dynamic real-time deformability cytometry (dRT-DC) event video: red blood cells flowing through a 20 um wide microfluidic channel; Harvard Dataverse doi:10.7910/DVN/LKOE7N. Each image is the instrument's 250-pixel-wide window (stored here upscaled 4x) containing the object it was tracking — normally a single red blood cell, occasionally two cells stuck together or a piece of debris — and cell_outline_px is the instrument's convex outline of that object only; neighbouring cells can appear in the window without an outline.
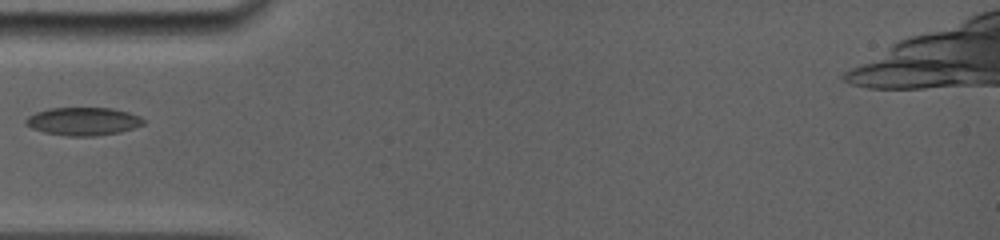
{"species": "common noctule bat (a hibernating species)", "species_latin": "Nyctalus noctula", "temperature_condition": "room temperature", "stored_images_in_passage": 56, "camera_frame_rate_fps": 5000, "um_per_image_px": 0.085, "animal": {"sex": "female", "body_mass_g": 19.0, "forearm_length_mm": 56.7}, "frame": {"image": 1, "passage_image": 1, "time_ms": 0.0, "image_size_px": [1000, 240], "cell_outline_px": [[144, 124], [120, 132], [96, 136], [68, 136], [44, 132], [32, 128], [24, 124], [24, 120], [28, 116], [36, 112], [48, 108], [112, 108], [128, 112], [140, 116], [144, 120]], "centroid_in_image_um": [7.05, 10.31], "position_along_channel_um": 78.0, "area_um2": 19.25}}
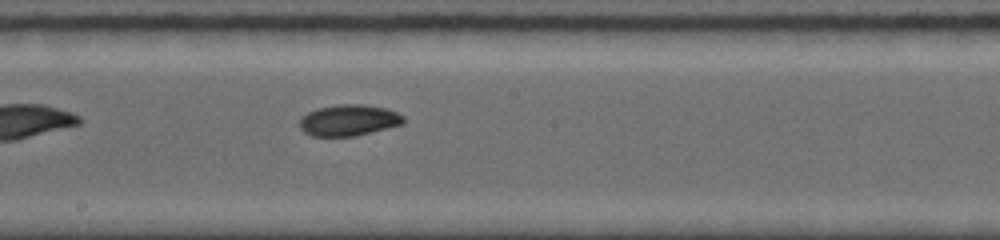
{"frame": {"image": 2, "passage_image": 19, "time_ms": 3.6, "image_size_px": [1000, 240], "cell_outline_px": [[404, 124], [356, 136], [312, 136], [304, 132], [300, 128], [300, 120], [308, 112], [320, 108], [340, 104], [360, 104], [388, 108], [404, 116]], "centroid_in_image_um": [29.68, 10.23], "position_along_channel_um": 218.5, "area_um2": 18.84}}
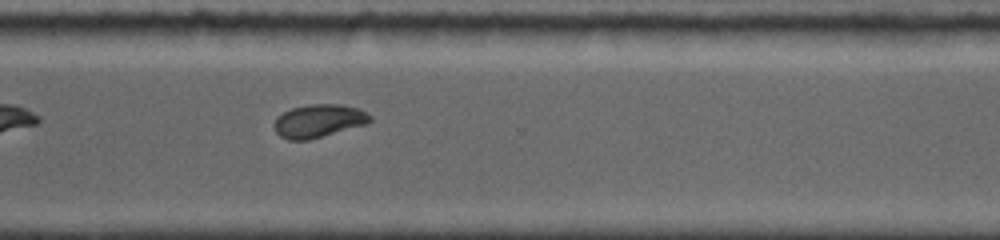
{"frame": {"image": 3, "passage_image": 35, "time_ms": 6.8, "image_size_px": [1000, 240], "cell_outline_px": [[372, 120], [368, 124], [308, 140], [288, 140], [280, 136], [276, 132], [272, 124], [276, 116], [292, 108], [312, 104], [336, 104], [360, 108], [372, 116]], "centroid_in_image_um": [27.09, 10.28], "position_along_channel_um": 343.5, "area_um2": 18.67}}